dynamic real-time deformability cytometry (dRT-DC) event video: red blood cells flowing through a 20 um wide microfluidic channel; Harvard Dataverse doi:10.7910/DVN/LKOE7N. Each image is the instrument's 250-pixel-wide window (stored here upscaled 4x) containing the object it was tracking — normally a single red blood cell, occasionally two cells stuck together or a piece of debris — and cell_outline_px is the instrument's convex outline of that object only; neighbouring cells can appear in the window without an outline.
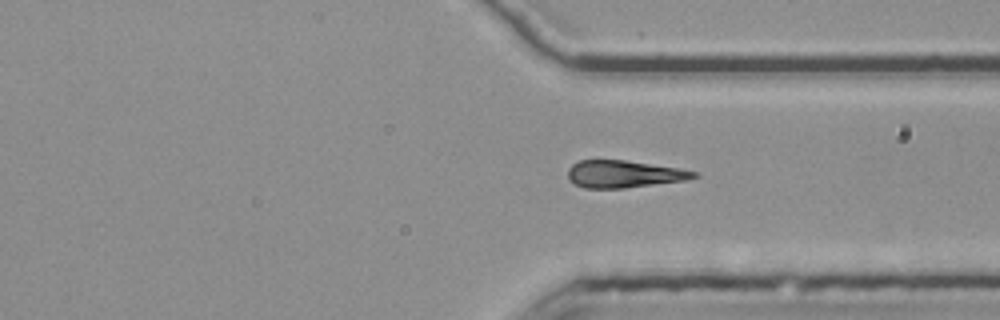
{"species": "common noctule bat (a hibernating species)", "species_latin": "Nyctalus noctula", "temperature_condition": "room temperature", "stored_images_in_passage": 53, "camera_frame_rate_fps": 3000, "um_per_image_px": 0.085, "animal": {"sex": "female", "body_mass_g": 25.1}, "frame": {"image": 1, "passage_image": 38, "time_ms": 12.333, "image_size_px": [1000, 320], "cell_outline_px": [[700, 176], [684, 180], [624, 188], [584, 188], [572, 184], [568, 180], [568, 168], [572, 164], [580, 160], [624, 160], [680, 168], [696, 172]], "centroid_in_image_um": [52.98, 14.79], "position_along_channel_um": 358.4, "area_um2": 20.0}}